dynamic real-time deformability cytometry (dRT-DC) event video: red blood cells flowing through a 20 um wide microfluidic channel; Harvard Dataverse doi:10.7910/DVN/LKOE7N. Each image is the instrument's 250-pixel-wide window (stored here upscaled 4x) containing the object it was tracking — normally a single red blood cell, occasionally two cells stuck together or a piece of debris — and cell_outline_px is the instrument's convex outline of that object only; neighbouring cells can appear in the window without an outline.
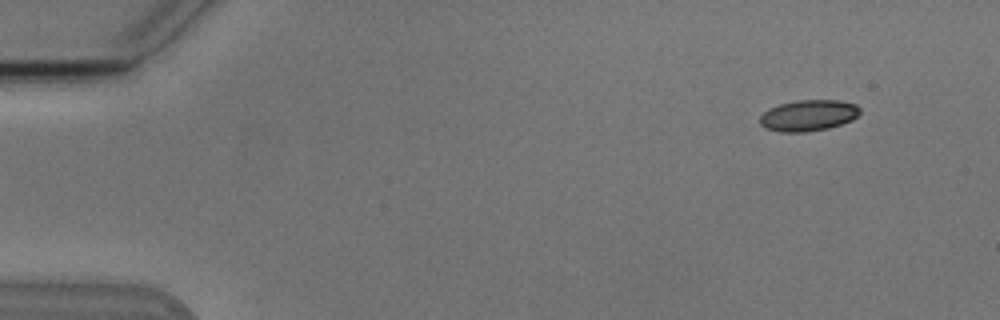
{"species": "Egyptian fruit bat (a non-hibernating species)", "species_latin": "Rousettus aegyptiacus", "temperature_condition": "cold", "stored_images_in_passage": 9, "camera_frame_rate_fps": 3000, "um_per_image_px": 0.085, "animal": {"sex": "male"}, "frame": {"image": 1, "passage_image": 1, "time_ms": 0.0, "image_size_px": [1000, 320], "cell_outline_px": [[860, 112], [852, 120], [828, 128], [808, 132], [780, 132], [764, 128], [760, 124], [760, 116], [768, 108], [780, 104], [796, 100], [840, 100], [856, 104], [860, 108]], "centroid_in_image_um": [68.69, 9.81], "position_along_channel_um": 16.3, "area_um2": 18.26}}
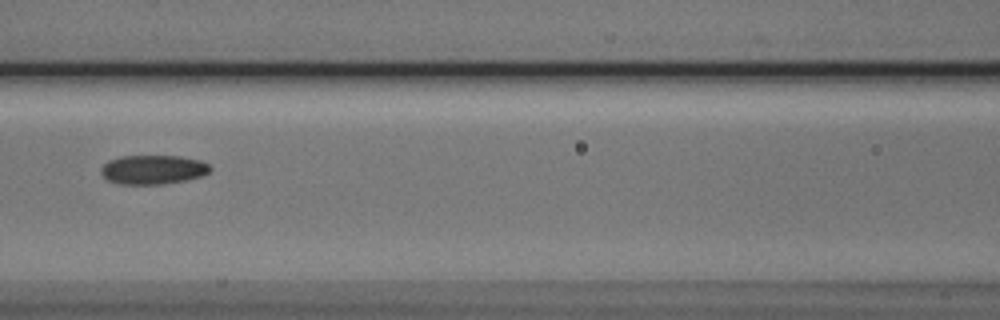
{"frame": {"image": 2, "passage_image": 6, "time_ms": 6.667, "image_size_px": [1000, 320], "cell_outline_px": [[212, 168], [204, 176], [188, 180], [164, 184], [120, 184], [108, 180], [100, 172], [100, 168], [108, 160], [120, 156], [180, 156], [200, 160], [208, 164]], "centroid_in_image_um": [13.02, 14.42], "position_along_channel_um": 153.6, "area_um2": 18.73}}
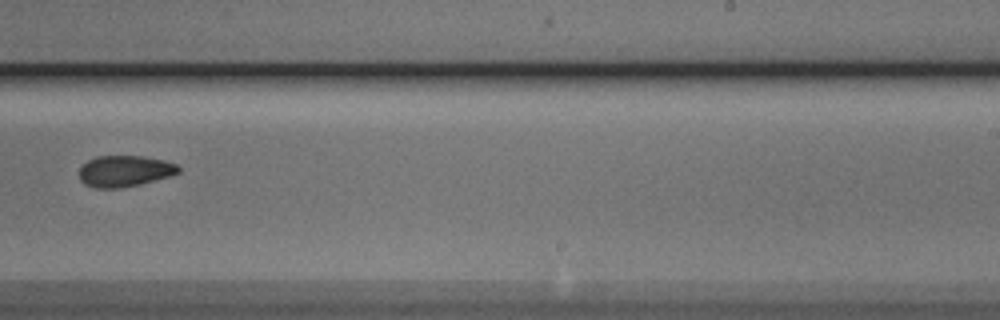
{"frame": {"image": 3, "passage_image": 9, "time_ms": 10.0, "image_size_px": [1000, 320], "cell_outline_px": [[180, 172], [168, 176], [140, 184], [120, 188], [96, 188], [84, 184], [80, 180], [80, 168], [88, 160], [96, 156], [140, 156], [164, 160], [176, 164], [180, 168]], "centroid_in_image_um": [10.58, 14.54], "position_along_channel_um": 278.4, "area_um2": 17.92}}